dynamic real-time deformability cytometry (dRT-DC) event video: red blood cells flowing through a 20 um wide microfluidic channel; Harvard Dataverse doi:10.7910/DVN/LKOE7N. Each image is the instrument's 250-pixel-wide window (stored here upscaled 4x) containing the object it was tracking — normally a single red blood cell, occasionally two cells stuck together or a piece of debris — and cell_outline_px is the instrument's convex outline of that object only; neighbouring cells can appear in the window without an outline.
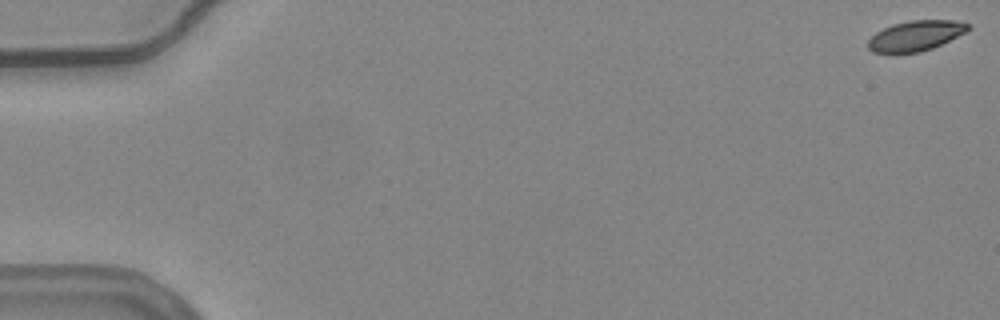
{"species": "common noctule bat (a hibernating species)", "species_latin": "Nyctalus noctula", "temperature_condition": "warm", "stored_images_in_passage": 57, "camera_frame_rate_fps": 3000, "um_per_image_px": 0.085, "animal": {"sex": "female", "body_mass_g": 24.6, "forearm_length_mm": 56.2}, "frame": {"image": 1, "passage_image": 1, "time_ms": 0.0, "image_size_px": [1000, 320], "cell_outline_px": [[968, 28], [964, 32], [932, 48], [920, 52], [892, 56], [872, 52], [868, 48], [868, 40], [876, 32], [892, 24], [908, 20], [952, 20], [968, 24]], "centroid_in_image_um": [77.7, 3.08], "position_along_channel_um": 7.3, "area_um2": 17.86}}
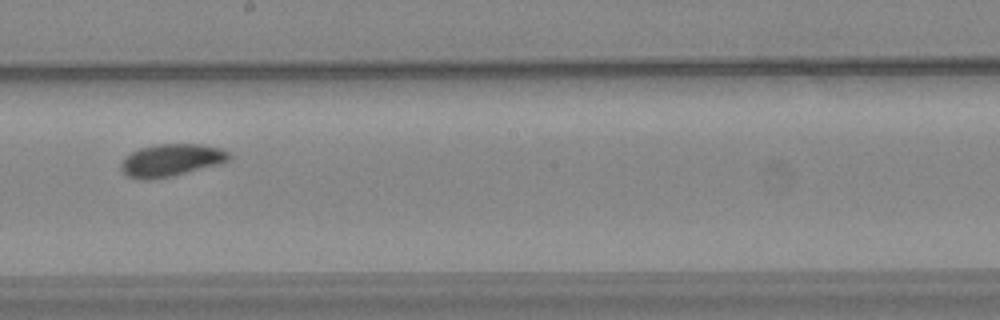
{"frame": {"image": 2, "passage_image": 33, "time_ms": 10.667, "image_size_px": [1000, 320], "cell_outline_px": [[232, 156], [228, 160], [220, 164], [172, 176], [148, 180], [140, 180], [128, 176], [120, 168], [120, 164], [124, 156], [140, 148], [156, 144], [200, 144], [220, 148], [228, 152]], "centroid_in_image_um": [14.53, 13.62], "position_along_channel_um": 233.7, "area_um2": 20.46}}
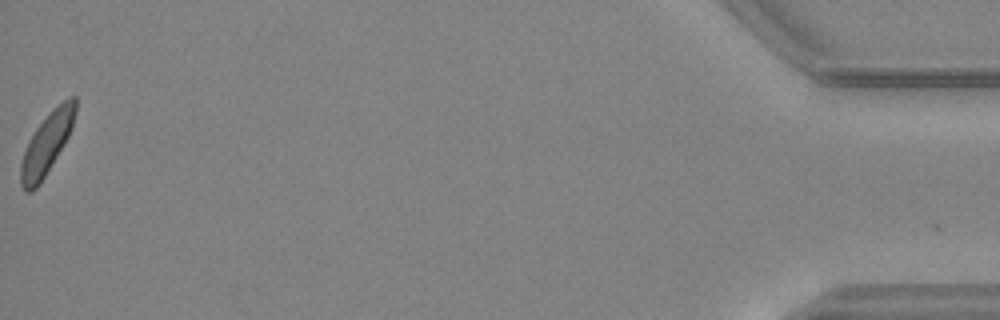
{"frame": {"image": 3, "passage_image": 57, "time_ms": 18.667, "image_size_px": [1000, 320], "cell_outline_px": [[76, 112], [72, 128], [64, 144], [40, 184], [32, 192], [28, 192], [20, 184], [20, 164], [28, 140], [36, 128], [52, 108], [68, 96], [76, 96]], "centroid_in_image_um": [3.98, 12.18], "position_along_channel_um": 431.2, "area_um2": 19.54}, "authors_computed_cell_mechanics": {"area_um2": 19.5942, "velocity_mm_per_s": 3.7051, "shape_relaxation_time_tau1_ms": 2.4716, "shape_relaxation_time_tau2_ms": null, "deformation_change_tau1": 0.0788, "deformation_change_tau2": null}}